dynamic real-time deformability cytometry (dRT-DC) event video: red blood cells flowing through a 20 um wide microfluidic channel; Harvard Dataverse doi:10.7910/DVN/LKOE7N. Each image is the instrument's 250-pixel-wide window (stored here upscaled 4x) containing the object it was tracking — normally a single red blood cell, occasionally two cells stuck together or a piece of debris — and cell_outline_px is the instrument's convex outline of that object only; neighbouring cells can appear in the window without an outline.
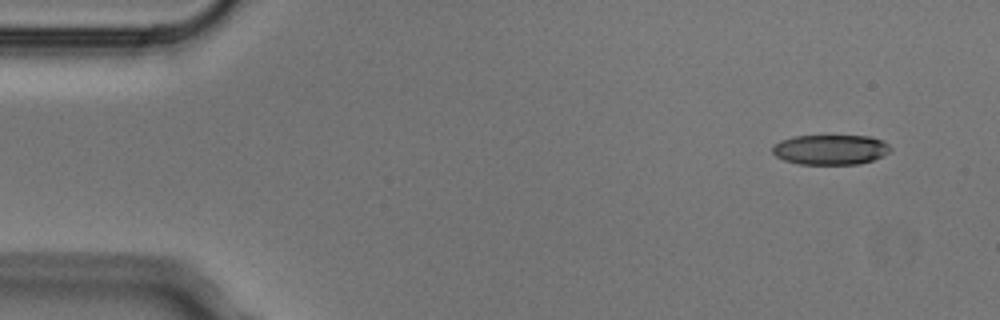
{"species": "Egyptian fruit bat (a non-hibernating species)", "species_latin": "Rousettus aegyptiacus", "temperature_condition": "cold", "stored_images_in_passage": 3, "camera_frame_rate_fps": 3000, "um_per_image_px": 0.085, "animal": {"sex": "male"}, "frame": {"image": 1, "passage_image": 1, "time_ms": 0.0, "image_size_px": [1000, 320], "cell_outline_px": [[892, 148], [884, 156], [872, 160], [856, 164], [800, 164], [784, 160], [776, 156], [772, 152], [772, 148], [780, 140], [792, 136], [868, 136], [880, 140], [888, 144]], "centroid_in_image_um": [70.58, 12.72], "position_along_channel_um": 14.4, "area_um2": 20.52}}
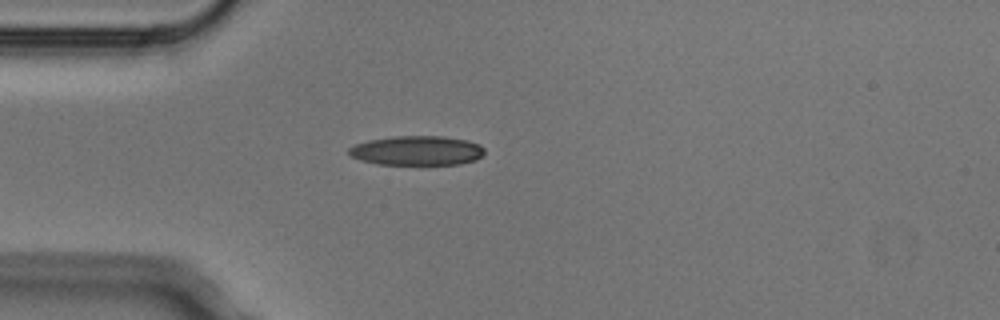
{"frame": {"image": 2, "passage_image": 3, "time_ms": 0.667, "image_size_px": [1000, 320], "cell_outline_px": [[484, 152], [476, 160], [460, 164], [428, 168], [376, 164], [360, 160], [352, 156], [348, 152], [348, 148], [356, 144], [368, 140], [392, 136], [444, 136], [468, 140], [480, 144], [484, 148]], "centroid_in_image_um": [35.46, 12.85], "position_along_channel_um": 49.5, "area_um2": 24.57}}